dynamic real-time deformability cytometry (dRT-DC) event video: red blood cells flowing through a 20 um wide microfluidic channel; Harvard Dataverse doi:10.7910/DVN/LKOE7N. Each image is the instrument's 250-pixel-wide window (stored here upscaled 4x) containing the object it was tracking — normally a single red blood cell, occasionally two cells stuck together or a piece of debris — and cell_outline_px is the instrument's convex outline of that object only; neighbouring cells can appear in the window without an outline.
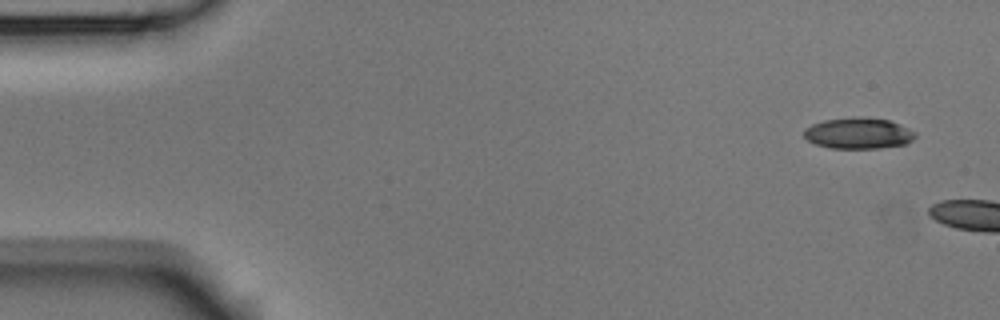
{"species": "Egyptian fruit bat (a non-hibernating species)", "species_latin": "Rousettus aegyptiacus", "temperature_condition": "room temperature", "stored_images_in_passage": 6, "camera_frame_rate_fps": 3000, "um_per_image_px": 0.085, "animal": {"sex": "male"}, "frame": {"image": 1, "passage_image": 1, "time_ms": 0.0, "image_size_px": [1000, 320], "cell_outline_px": [[916, 136], [912, 140], [904, 144], [880, 148], [832, 148], [816, 144], [808, 140], [804, 136], [804, 128], [812, 124], [824, 120], [852, 116], [888, 120], [900, 124], [916, 132]], "centroid_in_image_um": [72.95, 11.32], "position_along_channel_um": 12.0, "area_um2": 20.11}}
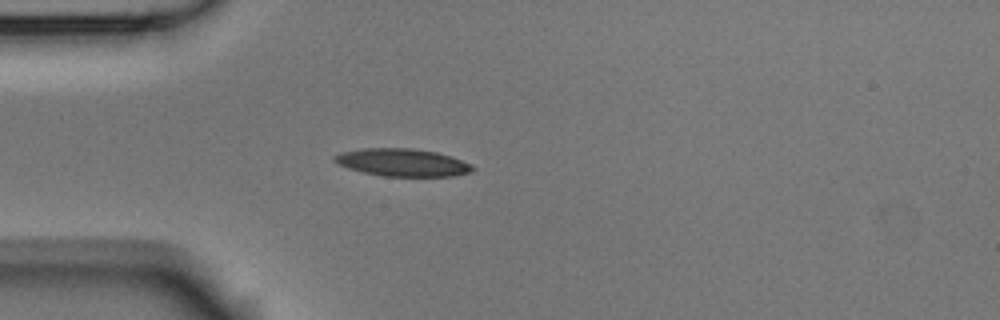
{"frame": {"image": 2, "passage_image": 5, "time_ms": 1.333, "image_size_px": [1000, 320], "cell_outline_px": [[476, 168], [472, 172], [452, 176], [384, 176], [364, 172], [348, 168], [336, 164], [332, 160], [332, 156], [340, 152], [364, 148], [412, 148], [436, 152], [472, 164]], "centroid_in_image_um": [34.17, 13.81], "position_along_channel_um": 50.8, "area_um2": 22.25}}